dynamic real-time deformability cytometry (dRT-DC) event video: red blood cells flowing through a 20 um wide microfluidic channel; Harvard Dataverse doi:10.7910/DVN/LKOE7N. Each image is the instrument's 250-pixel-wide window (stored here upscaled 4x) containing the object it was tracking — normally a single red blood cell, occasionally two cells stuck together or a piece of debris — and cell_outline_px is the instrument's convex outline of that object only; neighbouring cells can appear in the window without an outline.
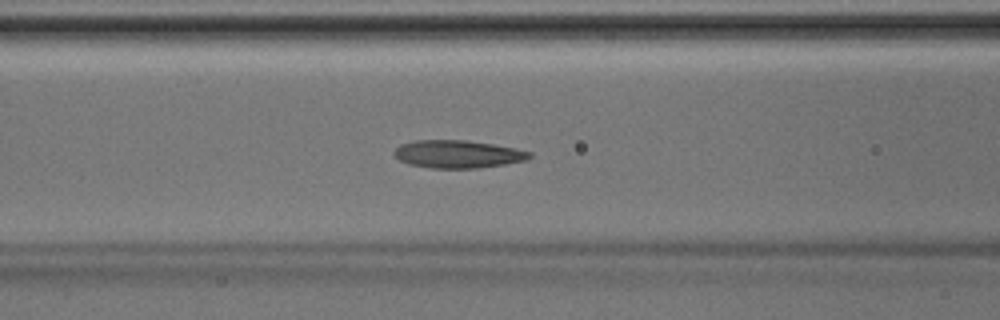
{"species": "Egyptian fruit bat (a non-hibernating species)", "species_latin": "Rousettus aegyptiacus", "temperature_condition": "room temperature", "stored_images_in_passage": 45, "camera_frame_rate_fps": 3000, "um_per_image_px": 0.085, "animal": {"sex": "male"}, "frame": {"image": 1, "passage_image": 19, "time_ms": 6.0, "image_size_px": [1000, 320], "cell_outline_px": [[532, 156], [528, 160], [480, 168], [428, 168], [408, 164], [400, 160], [392, 152], [400, 144], [416, 140], [464, 140], [492, 144], [532, 152]], "centroid_in_image_um": [38.89, 13.1], "position_along_channel_um": 127.7, "area_um2": 21.91}}
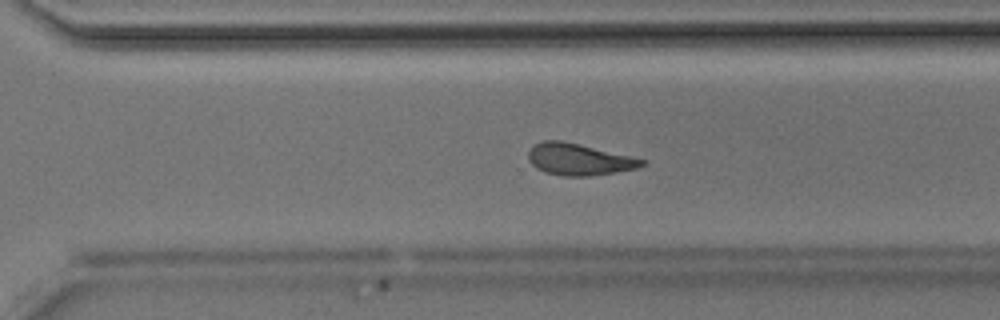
{"frame": {"image": 2, "passage_image": 32, "time_ms": 10.333, "image_size_px": [1000, 320], "cell_outline_px": [[644, 164], [636, 168], [588, 176], [564, 176], [544, 172], [536, 168], [528, 160], [528, 152], [532, 144], [544, 140], [560, 140], [580, 144], [632, 156], [644, 160]], "centroid_in_image_um": [49.14, 13.53], "position_along_channel_um": 321.5, "area_um2": 20.87}}
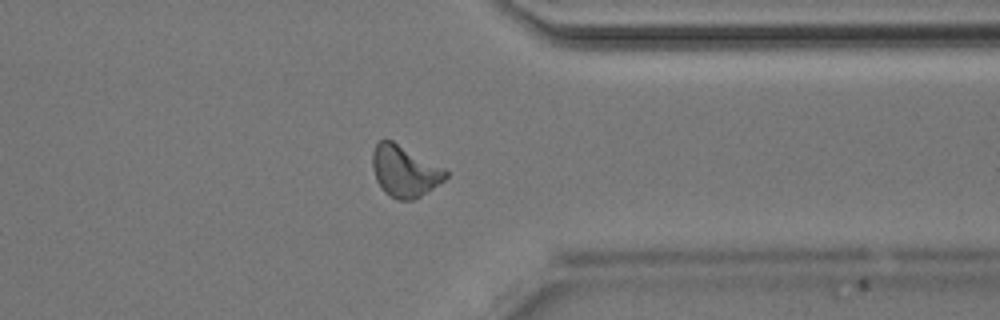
{"frame": {"image": 3, "passage_image": 36, "time_ms": 11.667, "image_size_px": [1000, 320], "cell_outline_px": [[448, 176], [444, 180], [420, 196], [412, 200], [396, 200], [384, 192], [376, 180], [372, 168], [372, 152], [376, 144], [380, 140], [392, 140], [444, 168], [448, 172]], "centroid_in_image_um": [34.37, 14.55], "position_along_channel_um": 377.0, "area_um2": 21.79}}